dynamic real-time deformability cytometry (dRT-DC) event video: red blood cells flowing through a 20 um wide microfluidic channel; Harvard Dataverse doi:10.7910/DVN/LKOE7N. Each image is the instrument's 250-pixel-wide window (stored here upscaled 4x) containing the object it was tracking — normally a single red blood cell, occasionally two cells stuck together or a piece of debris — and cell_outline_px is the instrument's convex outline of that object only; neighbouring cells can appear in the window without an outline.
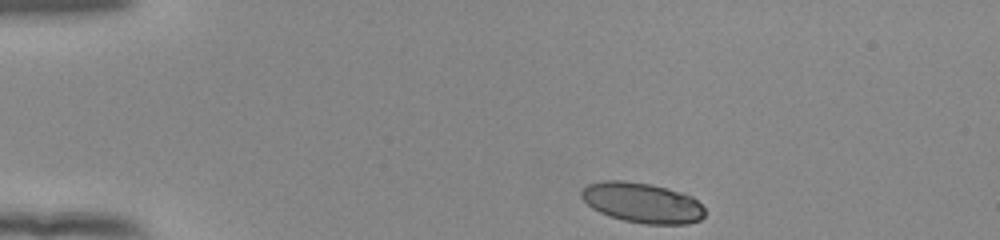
{"species": "human", "species_latin": "Homo sapiens", "temperature_condition": "room temperature", "stored_images_in_passage": 39, "camera_frame_rate_fps": 3000, "um_per_image_px": 0.085, "donor": {"sex": "female"}, "frame": {"image": 1, "passage_image": 1, "time_ms": 0.0, "image_size_px": [1000, 240], "cell_outline_px": [[704, 216], [700, 220], [688, 224], [644, 224], [624, 220], [600, 212], [592, 208], [580, 196], [580, 192], [588, 184], [600, 180], [624, 180], [648, 184], [668, 188], [692, 196], [704, 208]], "centroid_in_image_um": [54.58, 17.23], "position_along_channel_um": 30.4, "area_um2": 28.84}}
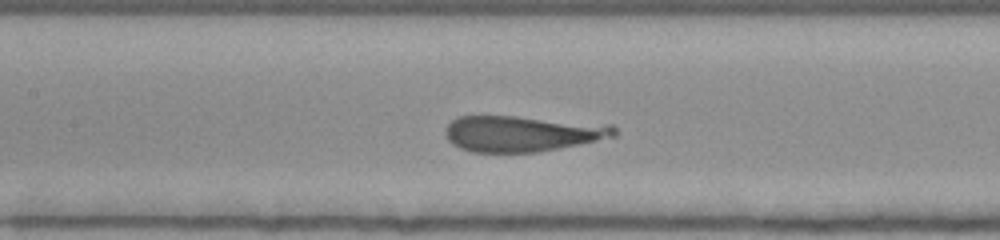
{"frame": {"image": 2, "passage_image": 17, "time_ms": 5.333, "image_size_px": [1000, 240], "cell_outline_px": [[616, 136], [580, 144], [560, 148], [536, 152], [472, 152], [460, 148], [452, 144], [448, 140], [444, 132], [448, 124], [456, 116], [516, 116], [612, 124], [616, 128]], "centroid_in_image_um": [44.38, 11.35], "position_along_channel_um": 163.0, "area_um2": 35.49}}
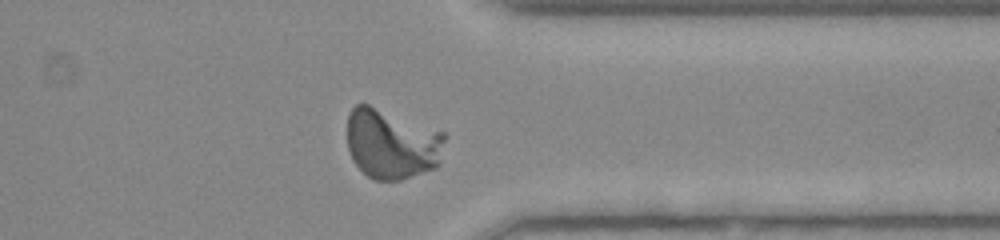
{"frame": {"image": 3, "passage_image": 34, "time_ms": 11.0, "image_size_px": [1000, 240], "cell_outline_px": [[444, 140], [440, 164], [436, 168], [400, 180], [376, 180], [368, 176], [352, 160], [348, 148], [348, 112], [356, 104], [368, 104], [444, 132]], "centroid_in_image_um": [33.29, 12.24], "position_along_channel_um": 378.1, "area_um2": 39.77}}